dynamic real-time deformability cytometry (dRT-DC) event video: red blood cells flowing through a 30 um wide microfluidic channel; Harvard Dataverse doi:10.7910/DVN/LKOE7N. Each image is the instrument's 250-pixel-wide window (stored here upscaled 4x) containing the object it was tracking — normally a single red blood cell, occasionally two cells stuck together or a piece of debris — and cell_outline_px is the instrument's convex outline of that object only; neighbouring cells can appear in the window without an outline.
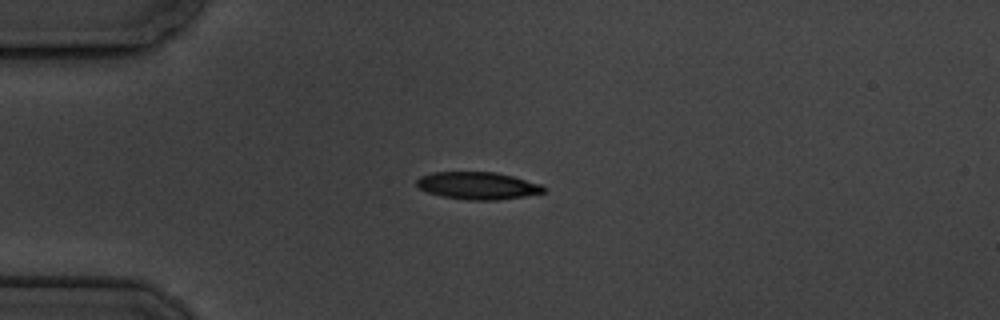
{"species": "common noctule bat (a hibernating species)", "species_latin": "Nyctalus noctula", "temperature_condition": "cold", "stored_images_in_passage": 7, "camera_frame_rate_fps": 3000, "um_per_image_px": 0.085, "animal": {"sex": "male", "body_mass_g": 19.5, "forearm_length_mm": 54.6}, "frame": {"image": 1, "passage_image": 4, "time_ms": 3.333, "image_size_px": [1000, 320], "cell_outline_px": [[548, 188], [544, 192], [524, 196], [496, 200], [468, 200], [440, 196], [428, 192], [420, 188], [416, 184], [416, 180], [420, 176], [432, 172], [496, 172], [512, 176], [540, 184]], "centroid_in_image_um": [40.59, 15.78], "position_along_channel_um": 44.4, "area_um2": 20.23}}